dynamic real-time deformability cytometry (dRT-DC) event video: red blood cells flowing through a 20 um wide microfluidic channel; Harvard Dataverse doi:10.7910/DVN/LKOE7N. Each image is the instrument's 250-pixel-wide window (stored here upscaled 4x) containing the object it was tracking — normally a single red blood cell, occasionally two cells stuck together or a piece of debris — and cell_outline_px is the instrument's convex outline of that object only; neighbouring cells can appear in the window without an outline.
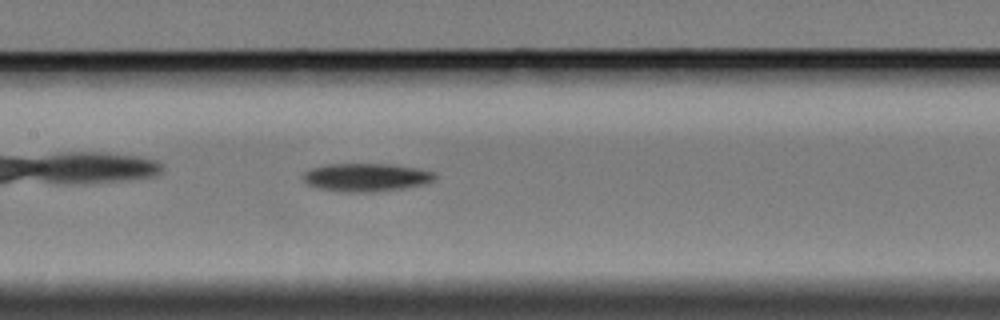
{"species": "Egyptian fruit bat (a non-hibernating species)", "species_latin": "Rousettus aegyptiacus", "temperature_condition": "cold", "stored_images_in_passage": 7, "camera_frame_rate_fps": 3000, "um_per_image_px": 0.085, "animal": {"sex": "female"}, "frame": {"image": 1, "passage_image": 7, "time_ms": 7.333, "image_size_px": [1000, 320], "cell_outline_px": [[436, 176], [432, 180], [424, 184], [404, 188], [372, 192], [344, 192], [316, 188], [308, 184], [300, 176], [304, 172], [312, 168], [328, 164], [388, 164], [416, 168], [436, 172]], "centroid_in_image_um": [31.09, 15.08], "position_along_channel_um": 176.3, "area_um2": 21.62}}